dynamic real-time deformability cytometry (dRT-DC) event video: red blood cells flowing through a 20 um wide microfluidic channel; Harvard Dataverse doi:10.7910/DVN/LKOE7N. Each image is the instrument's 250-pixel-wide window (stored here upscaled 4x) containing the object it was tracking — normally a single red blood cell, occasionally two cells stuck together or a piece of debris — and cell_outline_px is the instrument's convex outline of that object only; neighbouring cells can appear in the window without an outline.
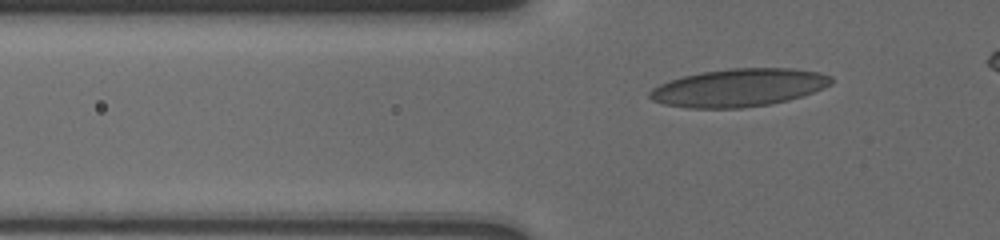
{"species": "human", "species_latin": "Homo sapiens", "temperature_condition": "cold", "stored_images_in_passage": 14, "camera_frame_rate_fps": 3000, "um_per_image_px": 0.085, "donor": {"sex": "male"}, "frame": {"image": 1, "passage_image": 7, "time_ms": 1.667, "image_size_px": [1000, 240], "cell_outline_px": [[832, 84], [824, 88], [804, 96], [772, 104], [740, 108], [688, 108], [664, 104], [652, 100], [648, 96], [648, 92], [652, 88], [668, 80], [700, 72], [732, 68], [792, 68], [820, 72], [832, 76]], "centroid_in_image_um": [62.81, 7.45], "position_along_channel_um": 63.0, "area_um2": 40.4}}
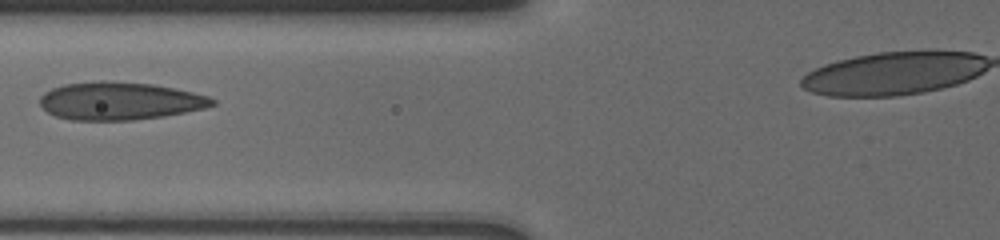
{"frame": {"image": 2, "passage_image": 11, "time_ms": 3.333, "image_size_px": [1000, 240], "cell_outline_px": [[216, 104], [204, 108], [184, 112], [160, 116], [132, 120], [72, 120], [56, 116], [48, 112], [40, 104], [40, 96], [44, 92], [52, 88], [64, 84], [100, 80], [104, 80], [152, 84], [192, 92], [208, 96], [216, 100]], "centroid_in_image_um": [10.15, 8.57], "position_along_channel_um": 115.7, "area_um2": 37.8}}
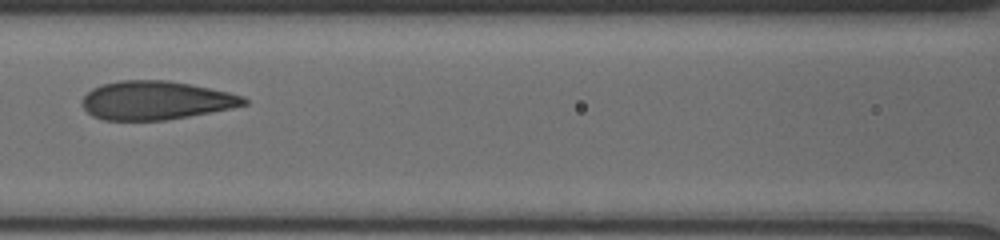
{"frame": {"image": 3, "passage_image": 13, "time_ms": 4.333, "image_size_px": [1000, 240], "cell_outline_px": [[248, 104], [232, 108], [212, 112], [164, 120], [104, 120], [92, 116], [80, 104], [84, 96], [92, 88], [100, 84], [120, 80], [168, 80], [228, 92], [244, 96], [248, 100]], "centroid_in_image_um": [13.23, 8.53], "position_along_channel_um": 153.4, "area_um2": 36.41}}